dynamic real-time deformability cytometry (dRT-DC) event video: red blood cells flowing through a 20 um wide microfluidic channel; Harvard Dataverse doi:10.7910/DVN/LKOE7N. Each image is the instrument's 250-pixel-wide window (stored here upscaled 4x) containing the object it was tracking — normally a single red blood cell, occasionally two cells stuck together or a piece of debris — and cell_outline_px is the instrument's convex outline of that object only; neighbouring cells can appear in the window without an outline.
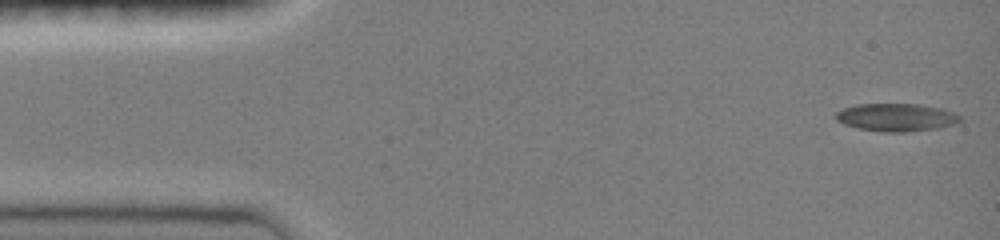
{"species": "common noctule bat (a hibernating species)", "species_latin": "Nyctalus noctula", "temperature_condition": "room temperature", "stored_images_in_passage": 46, "camera_frame_rate_fps": 3000, "um_per_image_px": 0.085, "animal": {"sex": "female", "body_mass_g": 19.0, "forearm_length_mm": 51.5}, "frame": {"image": 1, "passage_image": 1, "time_ms": 0.0, "image_size_px": [1000, 240], "cell_outline_px": [[960, 120], [952, 124], [936, 128], [904, 132], [880, 132], [860, 128], [844, 124], [836, 120], [836, 112], [844, 108], [856, 104], [920, 104], [944, 108], [960, 116]], "centroid_in_image_um": [76.16, 9.96], "position_along_channel_um": 8.8, "area_um2": 20.0}}
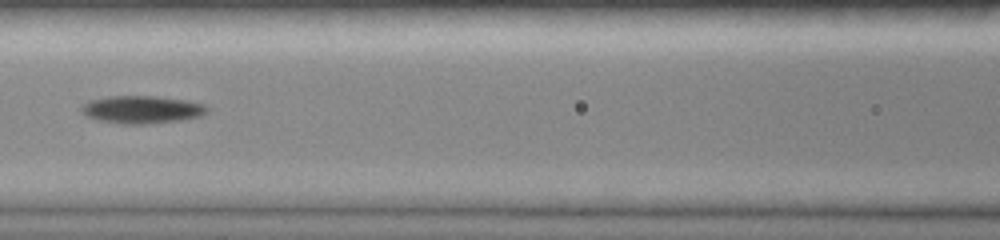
{"frame": {"image": 2, "passage_image": 20, "time_ms": 6.333, "image_size_px": [1000, 240], "cell_outline_px": [[208, 112], [200, 116], [180, 120], [152, 124], [124, 124], [100, 120], [88, 116], [80, 112], [80, 108], [88, 100], [112, 96], [156, 96], [188, 100], [204, 104], [208, 108]], "centroid_in_image_um": [12.08, 9.31], "position_along_channel_um": 154.5, "area_um2": 20.35}}
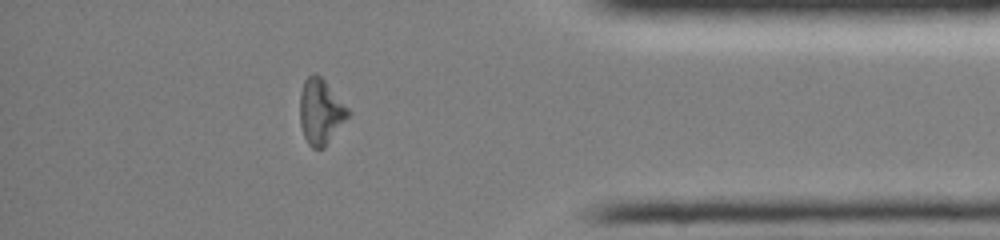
{"frame": {"image": 3, "passage_image": 40, "time_ms": 13.0, "image_size_px": [1000, 240], "cell_outline_px": [[352, 112], [324, 148], [312, 148], [308, 144], [304, 136], [300, 124], [300, 92], [304, 80], [312, 72], [316, 72], [324, 80]], "centroid_in_image_um": [27.25, 9.47], "position_along_channel_um": 408.0, "area_um2": 18.38}, "authors_computed_cell_mechanics": {"area_um2": 18.8717, "velocity_mm_per_s": 4.0616, "shape_relaxation_time_tau1_ms": 8.3218, "shape_relaxation_time_tau2_ms": null, "deformation_change_tau1": 0.2256, "deformation_change_tau2": null}}